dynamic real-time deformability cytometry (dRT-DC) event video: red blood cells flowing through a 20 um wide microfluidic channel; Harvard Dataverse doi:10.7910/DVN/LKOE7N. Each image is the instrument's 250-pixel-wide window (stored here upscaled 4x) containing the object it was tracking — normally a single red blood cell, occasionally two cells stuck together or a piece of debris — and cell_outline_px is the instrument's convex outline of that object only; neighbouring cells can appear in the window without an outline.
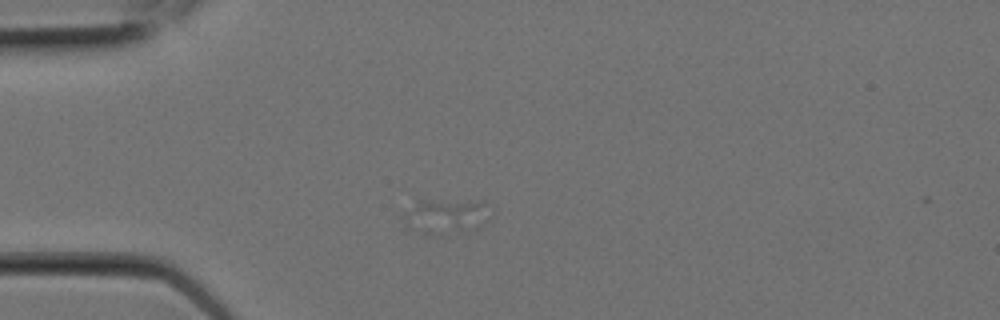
{"species": "Egyptian fruit bat (a non-hibernating species)", "species_latin": "Rousettus aegyptiacus", "temperature_condition": "room temperature", "stored_images_in_passage": 4, "camera_frame_rate_fps": 3000, "um_per_image_px": 0.085, "animal": {"sex": "female"}, "frame": {"image": 1, "passage_image": 2, "time_ms": 0.333, "image_size_px": [1000, 320], "cell_outline_px": [[484, 224], [476, 228], [408, 224], [404, 216], [416, 200], [420, 200], [484, 204]], "centroid_in_image_um": [37.9, 18.2], "position_along_channel_um": 47.1, "area_um2": 13.24}}
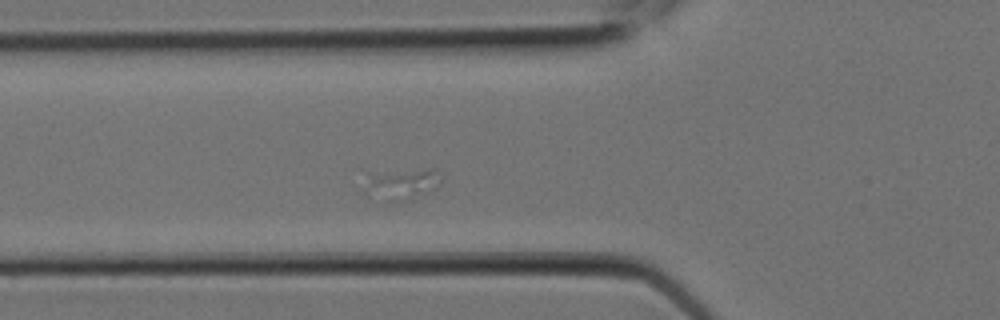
{"frame": {"image": 2, "passage_image": 4, "time_ms": 1.0, "image_size_px": [1000, 320], "cell_outline_px": [[440, 184], [436, 188], [428, 192], [404, 200], [388, 204], [384, 200], [372, 184], [368, 172], [432, 168], [436, 168], [440, 180]], "centroid_in_image_um": [34.37, 15.58], "position_along_channel_um": 91.4, "area_um2": 12.83}}